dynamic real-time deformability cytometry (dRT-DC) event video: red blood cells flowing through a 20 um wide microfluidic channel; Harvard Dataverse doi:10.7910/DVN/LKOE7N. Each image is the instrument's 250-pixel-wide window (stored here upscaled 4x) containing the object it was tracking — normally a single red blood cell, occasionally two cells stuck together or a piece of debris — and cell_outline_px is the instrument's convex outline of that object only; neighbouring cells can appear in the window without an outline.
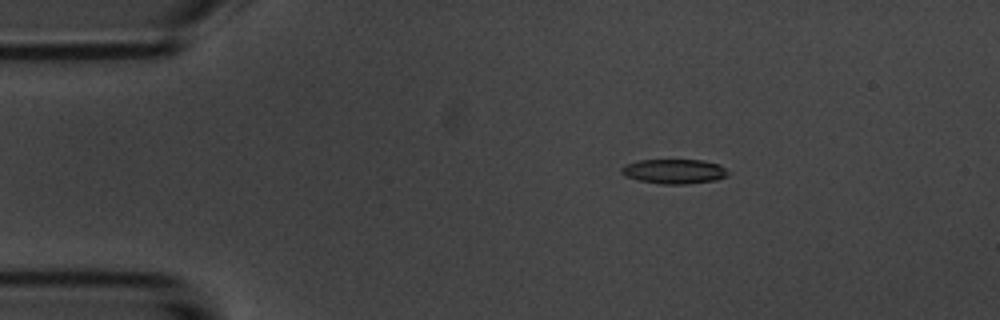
{"species": "common noctule bat (a hibernating species)", "species_latin": "Nyctalus noctula", "temperature_condition": "room temperature", "stored_images_in_passage": 3, "camera_frame_rate_fps": 3000, "um_per_image_px": 0.085, "animal": {"sex": "male", "body_mass_g": 20.1, "forearm_length_mm": 53.5}, "frame": {"image": 1, "passage_image": 1, "time_ms": 0.0, "image_size_px": [1000, 320], "cell_outline_px": [[732, 172], [728, 176], [716, 180], [688, 184], [664, 184], [636, 180], [624, 176], [620, 172], [620, 168], [624, 164], [640, 160], [704, 160], [720, 164]], "centroid_in_image_um": [57.33, 14.57], "position_along_channel_um": 27.7, "area_um2": 15.66}}